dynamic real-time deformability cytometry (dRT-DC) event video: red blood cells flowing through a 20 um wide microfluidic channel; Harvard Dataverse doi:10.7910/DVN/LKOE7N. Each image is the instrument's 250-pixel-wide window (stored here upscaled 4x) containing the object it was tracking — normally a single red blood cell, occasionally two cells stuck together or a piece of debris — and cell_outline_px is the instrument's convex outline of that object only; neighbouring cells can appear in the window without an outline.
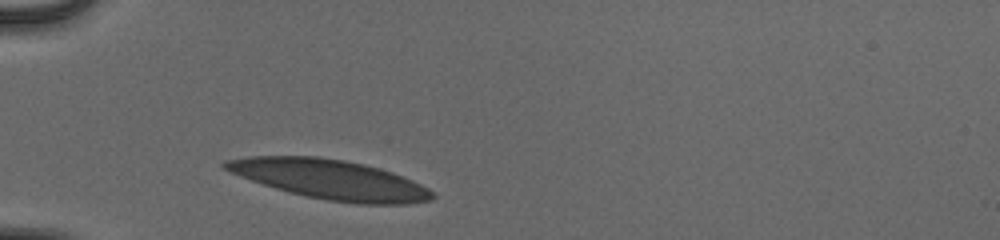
{"species": "human", "species_latin": "Homo sapiens", "temperature_condition": "cold", "stored_images_in_passage": 31, "camera_frame_rate_fps": 3000, "um_per_image_px": 0.085, "donor": {"sex": "male"}, "frame": {"image": 1, "passage_image": 1, "time_ms": 0.0, "image_size_px": [1000, 240], "cell_outline_px": [[436, 196], [432, 200], [404, 204], [360, 204], [328, 200], [304, 196], [288, 192], [240, 176], [224, 168], [220, 164], [224, 160], [248, 156], [320, 156], [344, 160], [364, 164], [380, 168], [404, 176], [428, 188]], "centroid_in_image_um": [28.07, 15.24], "position_along_channel_um": 56.9, "area_um2": 47.69}}
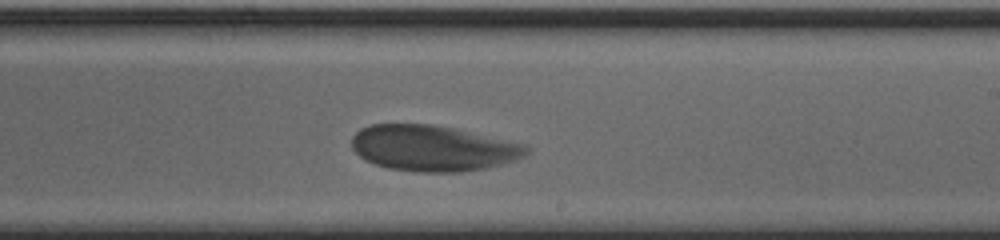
{"frame": {"image": 2, "passage_image": 18, "time_ms": 5.667, "image_size_px": [1000, 240], "cell_outline_px": [[532, 148], [524, 156], [488, 168], [460, 172], [416, 172], [388, 168], [364, 160], [352, 148], [352, 136], [360, 128], [372, 124], [432, 124], [452, 128], [528, 144]], "centroid_in_image_um": [36.8, 12.59], "position_along_channel_um": 252.2, "area_um2": 46.76}}
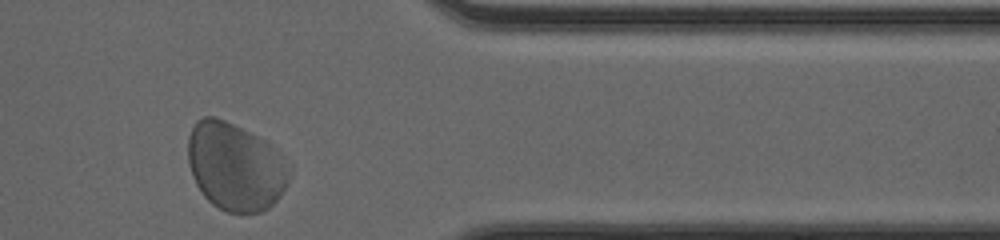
{"frame": {"image": 3, "passage_image": 30, "time_ms": 9.667, "image_size_px": [1000, 240], "cell_outline_px": [[292, 168], [288, 180], [280, 196], [268, 208], [260, 212], [228, 212], [212, 204], [204, 196], [196, 184], [192, 176], [188, 164], [188, 136], [196, 120], [204, 116], [212, 116], [224, 120], [264, 140], [276, 148]], "centroid_in_image_um": [20.0, 14.16], "position_along_channel_um": 391.4, "area_um2": 51.79}, "authors_computed_cell_mechanics": {"area_um2": 46.818, "velocity_mm_per_s": 3.7455, "shape_relaxation_time_tau1_ms": 2.0678, "shape_relaxation_time_tau2_ms": 1.0339, "deformation_change_tau1": 0.0976, "deformation_change_tau2": 0.0521}}